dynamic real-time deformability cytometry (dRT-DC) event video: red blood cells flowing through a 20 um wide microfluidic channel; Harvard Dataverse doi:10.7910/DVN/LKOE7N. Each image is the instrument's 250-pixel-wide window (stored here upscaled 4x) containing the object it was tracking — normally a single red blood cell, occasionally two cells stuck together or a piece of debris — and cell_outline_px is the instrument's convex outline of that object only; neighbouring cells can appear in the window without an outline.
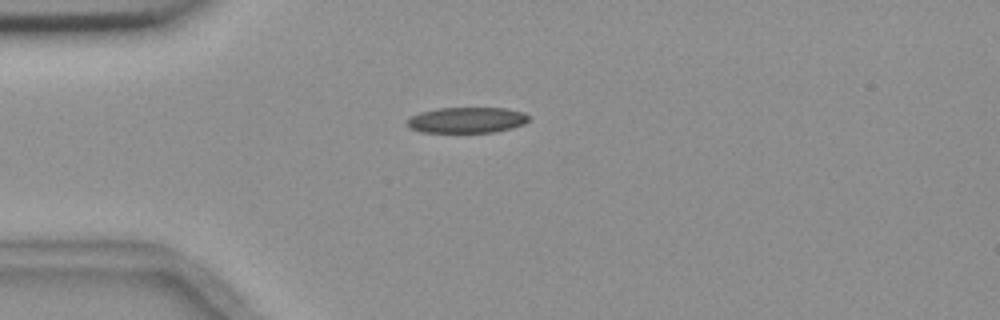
{"species": "common noctule bat (a hibernating species)", "species_latin": "Nyctalus noctula", "temperature_condition": "room temperature", "stored_images_in_passage": 4, "camera_frame_rate_fps": 3000, "um_per_image_px": 0.085, "animal": {"sex": "female", "body_mass_g": 18.4}, "frame": {"image": 1, "passage_image": 2, "time_ms": 1.333, "image_size_px": [1000, 320], "cell_outline_px": [[528, 120], [524, 124], [512, 128], [492, 132], [420, 132], [412, 128], [408, 124], [408, 120], [412, 116], [420, 112], [436, 108], [504, 108], [524, 112], [528, 116]], "centroid_in_image_um": [39.7, 10.2], "position_along_channel_um": 45.3, "area_um2": 18.09}}